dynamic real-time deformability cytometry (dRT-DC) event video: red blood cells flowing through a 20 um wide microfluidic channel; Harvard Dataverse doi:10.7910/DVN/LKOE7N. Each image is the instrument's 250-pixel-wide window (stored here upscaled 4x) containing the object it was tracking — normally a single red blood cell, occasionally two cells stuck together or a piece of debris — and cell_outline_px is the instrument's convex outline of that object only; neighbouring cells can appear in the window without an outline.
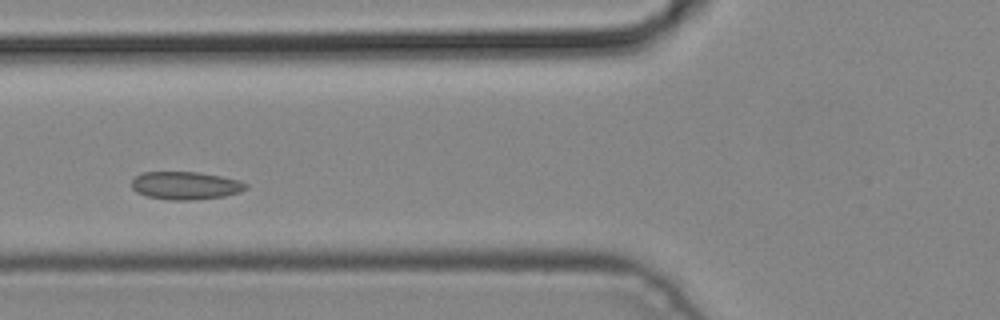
{"species": "common noctule bat (a hibernating species)", "species_latin": "Nyctalus noctula", "temperature_condition": "cold", "stored_images_in_passage": 3, "camera_frame_rate_fps": 3000, "um_per_image_px": 0.085, "animal": {"sex": "male", "body_mass_g": 19.2, "forearm_length_mm": 51.8}, "frame": {"image": 1, "passage_image": 3, "time_ms": 0.667, "image_size_px": [1000, 320], "cell_outline_px": [[248, 188], [240, 192], [224, 196], [192, 200], [168, 200], [148, 196], [136, 192], [132, 188], [132, 180], [140, 172], [200, 172], [240, 180], [248, 184]], "centroid_in_image_um": [15.78, 15.77], "position_along_channel_um": 110.0, "area_um2": 18.67}}